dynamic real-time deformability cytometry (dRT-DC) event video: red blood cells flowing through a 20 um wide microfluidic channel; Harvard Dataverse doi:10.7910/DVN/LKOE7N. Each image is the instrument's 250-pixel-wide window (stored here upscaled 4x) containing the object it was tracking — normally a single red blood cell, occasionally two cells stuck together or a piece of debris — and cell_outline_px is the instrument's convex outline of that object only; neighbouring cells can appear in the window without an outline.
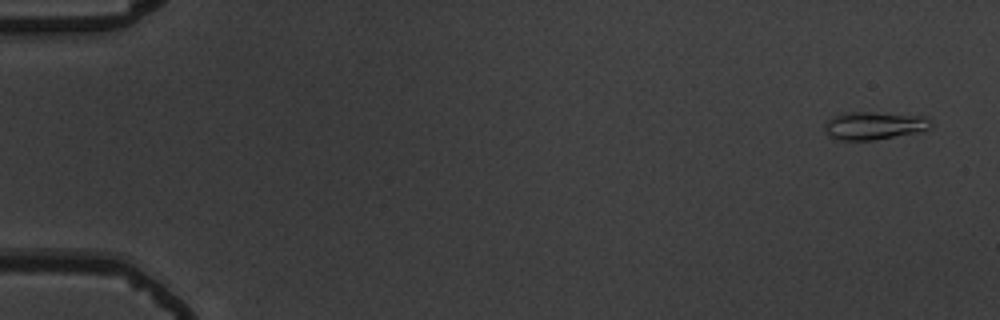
{"species": "common noctule bat (a hibernating species)", "species_latin": "Nyctalus noctula", "temperature_condition": "warm", "stored_images_in_passage": 53, "camera_frame_rate_fps": 3000, "um_per_image_px": 0.085, "animal": {"sex": "male", "body_mass_g": 19.5, "forearm_length_mm": 54.6}, "frame": {"image": 1, "passage_image": 1, "time_ms": 0.0, "image_size_px": [1000, 320], "cell_outline_px": [[932, 124], [924, 132], [872, 140], [836, 140], [828, 136], [824, 132], [824, 124], [832, 116], [848, 112], [872, 112], [928, 116]], "centroid_in_image_um": [74.3, 10.68], "position_along_channel_um": 10.7, "area_um2": 17.63}}
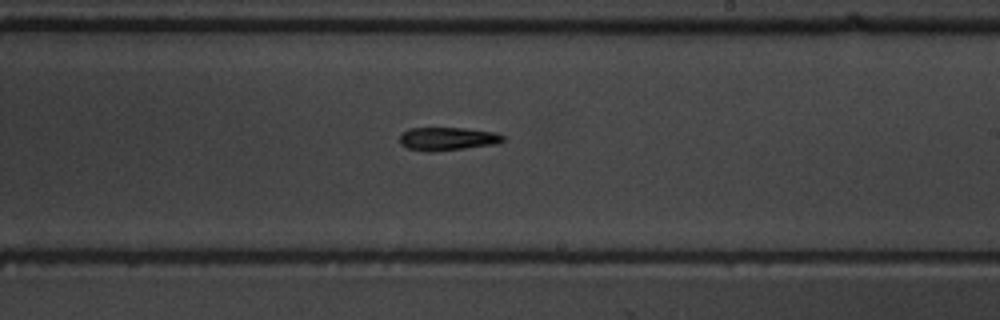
{"frame": {"image": 2, "passage_image": 32, "time_ms": 10.333, "image_size_px": [1000, 320], "cell_outline_px": [[504, 140], [496, 144], [464, 148], [428, 152], [408, 148], [400, 144], [400, 132], [408, 128], [464, 128], [496, 132], [504, 136]], "centroid_in_image_um": [38.01, 11.79], "position_along_channel_um": 251.0, "area_um2": 13.99}}
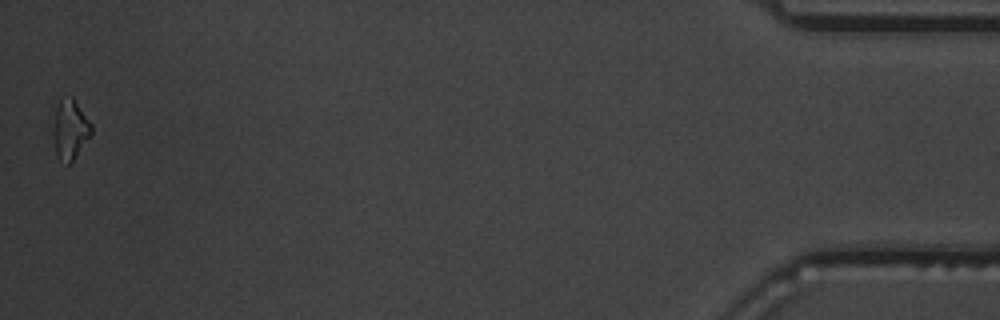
{"frame": {"image": 3, "passage_image": 53, "time_ms": 17.333, "image_size_px": [1000, 320], "cell_outline_px": [[92, 132], [72, 160], [68, 164], [56, 156], [52, 132], [56, 108], [60, 96], [72, 96], [92, 124]], "centroid_in_image_um": [5.93, 10.94], "position_along_channel_um": 429.3, "area_um2": 13.18}, "authors_computed_cell_mechanics": {"area_um2": 14.3344, "velocity_mm_per_s": 3.7771, "shape_relaxation_time_tau1_ms": 6.4772, "shape_relaxation_time_tau2_ms": null, "deformation_change_tau1": 0.1713, "deformation_change_tau2": null}}